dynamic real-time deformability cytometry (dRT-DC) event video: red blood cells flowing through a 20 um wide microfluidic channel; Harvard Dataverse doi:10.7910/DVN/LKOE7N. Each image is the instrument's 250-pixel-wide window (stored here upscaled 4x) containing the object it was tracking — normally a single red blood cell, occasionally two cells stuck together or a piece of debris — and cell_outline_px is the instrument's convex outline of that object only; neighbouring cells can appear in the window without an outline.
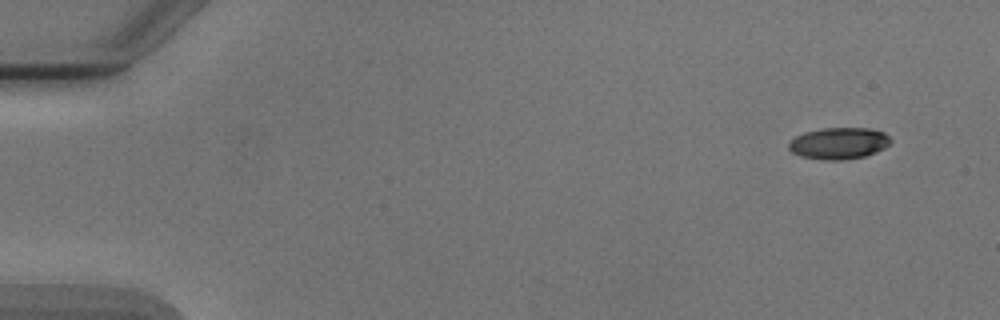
{"species": "Egyptian fruit bat (a non-hibernating species)", "species_latin": "Rousettus aegyptiacus", "temperature_condition": "cold", "stored_images_in_passage": 7, "camera_frame_rate_fps": 3000, "um_per_image_px": 0.085, "animal": {"sex": "male"}, "frame": {"image": 1, "passage_image": 1, "time_ms": 0.0, "image_size_px": [1000, 320], "cell_outline_px": [[892, 140], [884, 148], [876, 152], [864, 156], [844, 160], [824, 160], [800, 156], [792, 152], [788, 148], [788, 140], [804, 132], [820, 128], [872, 128], [884, 132]], "centroid_in_image_um": [71.27, 12.17], "position_along_channel_um": 13.7, "area_um2": 18.96}}
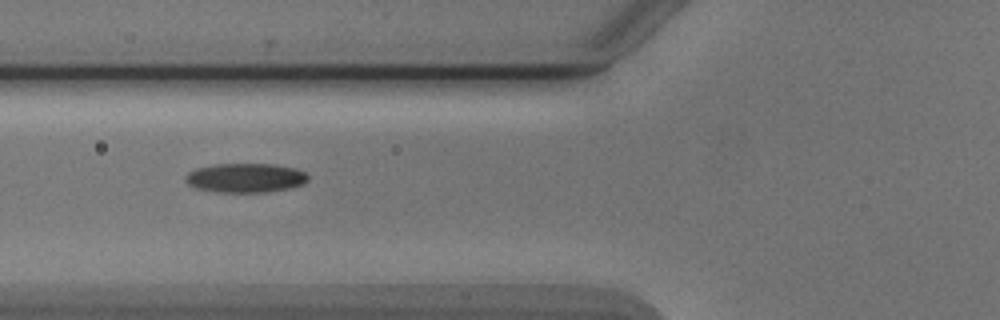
{"frame": {"image": 2, "passage_image": 6, "time_ms": 5.667, "image_size_px": [1000, 320], "cell_outline_px": [[308, 180], [304, 184], [288, 188], [268, 192], [220, 192], [196, 188], [188, 184], [184, 180], [184, 176], [188, 172], [196, 168], [216, 164], [272, 164], [296, 168], [304, 172], [308, 176]], "centroid_in_image_um": [20.85, 15.11], "position_along_channel_um": 104.9, "area_um2": 20.92}}
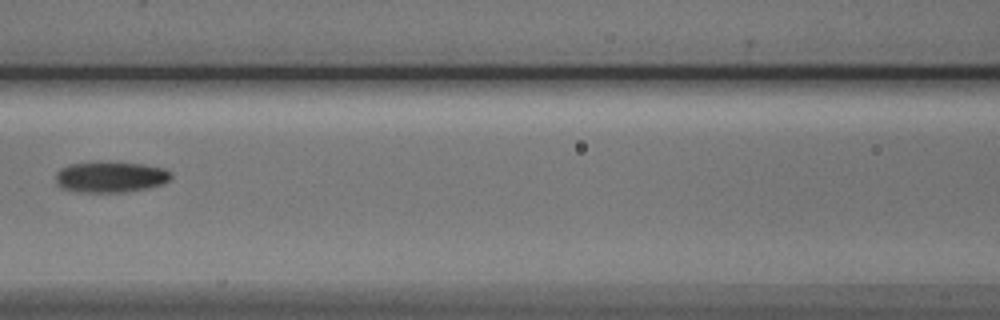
{"frame": {"image": 3, "passage_image": 7, "time_ms": 7.0, "image_size_px": [1000, 320], "cell_outline_px": [[172, 176], [164, 184], [148, 188], [124, 192], [72, 192], [60, 188], [56, 184], [56, 172], [60, 168], [72, 164], [144, 164], [164, 168], [172, 172]], "centroid_in_image_um": [9.39, 15.09], "position_along_channel_um": 157.2, "area_um2": 20.4}}